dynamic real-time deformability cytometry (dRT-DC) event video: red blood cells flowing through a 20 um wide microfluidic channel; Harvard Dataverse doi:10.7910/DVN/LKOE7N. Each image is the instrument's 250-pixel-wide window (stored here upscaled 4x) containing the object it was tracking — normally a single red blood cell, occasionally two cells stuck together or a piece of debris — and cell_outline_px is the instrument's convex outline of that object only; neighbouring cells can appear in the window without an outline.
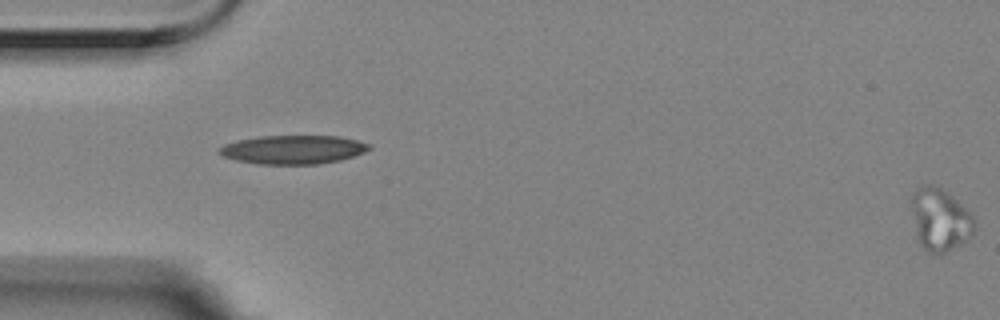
{"species": "Egyptian fruit bat (a non-hibernating species)", "species_latin": "Rousettus aegyptiacus", "temperature_condition": "room temperature", "stored_images_in_passage": 6, "segment_of_instrument_passage": [2, 2], "camera_frame_rate_fps": 3000, "um_per_image_px": 0.085, "animal": {"sex": "female"}, "frame": {"image": 1, "passage_image": 6, "time_ms": 1.667, "image_size_px": [1000, 320], "cell_outline_px": [[976, 228], [972, 236], [944, 252], [932, 252], [924, 248], [920, 244], [912, 204], [912, 192], [916, 188], [924, 184], [928, 184], [940, 188], [948, 192], [972, 216], [976, 224]], "centroid_in_image_um": [79.93, 18.62], "position_along_channel_um": 5.1, "area_um2": 22.02}}